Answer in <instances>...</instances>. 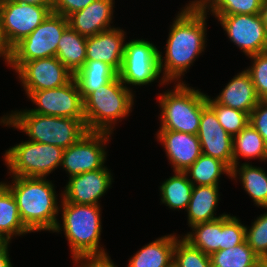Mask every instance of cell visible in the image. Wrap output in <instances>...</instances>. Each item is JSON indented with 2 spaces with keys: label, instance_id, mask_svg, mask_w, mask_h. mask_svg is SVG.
<instances>
[{
  "label": "cell",
  "instance_id": "cell-45",
  "mask_svg": "<svg viewBox=\"0 0 267 267\" xmlns=\"http://www.w3.org/2000/svg\"><path fill=\"white\" fill-rule=\"evenodd\" d=\"M257 267H267V257L259 258Z\"/></svg>",
  "mask_w": 267,
  "mask_h": 267
},
{
  "label": "cell",
  "instance_id": "cell-29",
  "mask_svg": "<svg viewBox=\"0 0 267 267\" xmlns=\"http://www.w3.org/2000/svg\"><path fill=\"white\" fill-rule=\"evenodd\" d=\"M193 186L185 172L174 171V175L160 185L161 202L170 209L186 211Z\"/></svg>",
  "mask_w": 267,
  "mask_h": 267
},
{
  "label": "cell",
  "instance_id": "cell-27",
  "mask_svg": "<svg viewBox=\"0 0 267 267\" xmlns=\"http://www.w3.org/2000/svg\"><path fill=\"white\" fill-rule=\"evenodd\" d=\"M31 233L23 224L16 200L9 188L0 182V238Z\"/></svg>",
  "mask_w": 267,
  "mask_h": 267
},
{
  "label": "cell",
  "instance_id": "cell-31",
  "mask_svg": "<svg viewBox=\"0 0 267 267\" xmlns=\"http://www.w3.org/2000/svg\"><path fill=\"white\" fill-rule=\"evenodd\" d=\"M206 14L229 16L234 14H259L262 0H194Z\"/></svg>",
  "mask_w": 267,
  "mask_h": 267
},
{
  "label": "cell",
  "instance_id": "cell-15",
  "mask_svg": "<svg viewBox=\"0 0 267 267\" xmlns=\"http://www.w3.org/2000/svg\"><path fill=\"white\" fill-rule=\"evenodd\" d=\"M112 176L105 165L101 169L72 176L61 197L68 203L100 205L99 199L112 185Z\"/></svg>",
  "mask_w": 267,
  "mask_h": 267
},
{
  "label": "cell",
  "instance_id": "cell-23",
  "mask_svg": "<svg viewBox=\"0 0 267 267\" xmlns=\"http://www.w3.org/2000/svg\"><path fill=\"white\" fill-rule=\"evenodd\" d=\"M87 37L70 26L63 32L57 45L56 57L74 75L86 61Z\"/></svg>",
  "mask_w": 267,
  "mask_h": 267
},
{
  "label": "cell",
  "instance_id": "cell-12",
  "mask_svg": "<svg viewBox=\"0 0 267 267\" xmlns=\"http://www.w3.org/2000/svg\"><path fill=\"white\" fill-rule=\"evenodd\" d=\"M229 40L248 57L267 52V32L259 14L214 16Z\"/></svg>",
  "mask_w": 267,
  "mask_h": 267
},
{
  "label": "cell",
  "instance_id": "cell-38",
  "mask_svg": "<svg viewBox=\"0 0 267 267\" xmlns=\"http://www.w3.org/2000/svg\"><path fill=\"white\" fill-rule=\"evenodd\" d=\"M249 123L258 131L267 146V100H260L249 114Z\"/></svg>",
  "mask_w": 267,
  "mask_h": 267
},
{
  "label": "cell",
  "instance_id": "cell-22",
  "mask_svg": "<svg viewBox=\"0 0 267 267\" xmlns=\"http://www.w3.org/2000/svg\"><path fill=\"white\" fill-rule=\"evenodd\" d=\"M219 186H193L190 202L186 209L188 226L210 222L226 215L215 216L219 201Z\"/></svg>",
  "mask_w": 267,
  "mask_h": 267
},
{
  "label": "cell",
  "instance_id": "cell-19",
  "mask_svg": "<svg viewBox=\"0 0 267 267\" xmlns=\"http://www.w3.org/2000/svg\"><path fill=\"white\" fill-rule=\"evenodd\" d=\"M126 32L112 28L87 37L86 60L102 61L112 66L117 72L121 69Z\"/></svg>",
  "mask_w": 267,
  "mask_h": 267
},
{
  "label": "cell",
  "instance_id": "cell-17",
  "mask_svg": "<svg viewBox=\"0 0 267 267\" xmlns=\"http://www.w3.org/2000/svg\"><path fill=\"white\" fill-rule=\"evenodd\" d=\"M156 137L165 148L173 172H185L202 155L201 144L197 135L158 130Z\"/></svg>",
  "mask_w": 267,
  "mask_h": 267
},
{
  "label": "cell",
  "instance_id": "cell-37",
  "mask_svg": "<svg viewBox=\"0 0 267 267\" xmlns=\"http://www.w3.org/2000/svg\"><path fill=\"white\" fill-rule=\"evenodd\" d=\"M252 66L245 69L251 76L256 94L260 100H267V52L248 56Z\"/></svg>",
  "mask_w": 267,
  "mask_h": 267
},
{
  "label": "cell",
  "instance_id": "cell-16",
  "mask_svg": "<svg viewBox=\"0 0 267 267\" xmlns=\"http://www.w3.org/2000/svg\"><path fill=\"white\" fill-rule=\"evenodd\" d=\"M197 136L202 154L217 158L233 168V137L224 130L208 104L202 109Z\"/></svg>",
  "mask_w": 267,
  "mask_h": 267
},
{
  "label": "cell",
  "instance_id": "cell-42",
  "mask_svg": "<svg viewBox=\"0 0 267 267\" xmlns=\"http://www.w3.org/2000/svg\"><path fill=\"white\" fill-rule=\"evenodd\" d=\"M10 238H0V267H13L9 257Z\"/></svg>",
  "mask_w": 267,
  "mask_h": 267
},
{
  "label": "cell",
  "instance_id": "cell-39",
  "mask_svg": "<svg viewBox=\"0 0 267 267\" xmlns=\"http://www.w3.org/2000/svg\"><path fill=\"white\" fill-rule=\"evenodd\" d=\"M94 0H53L52 12L68 18L90 5Z\"/></svg>",
  "mask_w": 267,
  "mask_h": 267
},
{
  "label": "cell",
  "instance_id": "cell-20",
  "mask_svg": "<svg viewBox=\"0 0 267 267\" xmlns=\"http://www.w3.org/2000/svg\"><path fill=\"white\" fill-rule=\"evenodd\" d=\"M213 100L218 104L243 111L248 115L260 101L251 76L246 70L237 73Z\"/></svg>",
  "mask_w": 267,
  "mask_h": 267
},
{
  "label": "cell",
  "instance_id": "cell-13",
  "mask_svg": "<svg viewBox=\"0 0 267 267\" xmlns=\"http://www.w3.org/2000/svg\"><path fill=\"white\" fill-rule=\"evenodd\" d=\"M52 12V6H40L0 0V13L5 35L13 48L31 34Z\"/></svg>",
  "mask_w": 267,
  "mask_h": 267
},
{
  "label": "cell",
  "instance_id": "cell-3",
  "mask_svg": "<svg viewBox=\"0 0 267 267\" xmlns=\"http://www.w3.org/2000/svg\"><path fill=\"white\" fill-rule=\"evenodd\" d=\"M62 224L59 221L52 232L64 231L72 258L109 256L100 244L102 222L100 205L68 203L61 199Z\"/></svg>",
  "mask_w": 267,
  "mask_h": 267
},
{
  "label": "cell",
  "instance_id": "cell-43",
  "mask_svg": "<svg viewBox=\"0 0 267 267\" xmlns=\"http://www.w3.org/2000/svg\"><path fill=\"white\" fill-rule=\"evenodd\" d=\"M11 1H16L25 4L40 5V6H52L53 4V0H11Z\"/></svg>",
  "mask_w": 267,
  "mask_h": 267
},
{
  "label": "cell",
  "instance_id": "cell-24",
  "mask_svg": "<svg viewBox=\"0 0 267 267\" xmlns=\"http://www.w3.org/2000/svg\"><path fill=\"white\" fill-rule=\"evenodd\" d=\"M240 167V168H239ZM239 176L244 190L258 207L267 208V172L264 168L245 162L234 165L231 179Z\"/></svg>",
  "mask_w": 267,
  "mask_h": 267
},
{
  "label": "cell",
  "instance_id": "cell-44",
  "mask_svg": "<svg viewBox=\"0 0 267 267\" xmlns=\"http://www.w3.org/2000/svg\"><path fill=\"white\" fill-rule=\"evenodd\" d=\"M260 15L262 17L267 32V0H262Z\"/></svg>",
  "mask_w": 267,
  "mask_h": 267
},
{
  "label": "cell",
  "instance_id": "cell-18",
  "mask_svg": "<svg viewBox=\"0 0 267 267\" xmlns=\"http://www.w3.org/2000/svg\"><path fill=\"white\" fill-rule=\"evenodd\" d=\"M115 0H94L86 8L68 17L69 26L84 37H91L114 28L113 21Z\"/></svg>",
  "mask_w": 267,
  "mask_h": 267
},
{
  "label": "cell",
  "instance_id": "cell-40",
  "mask_svg": "<svg viewBox=\"0 0 267 267\" xmlns=\"http://www.w3.org/2000/svg\"><path fill=\"white\" fill-rule=\"evenodd\" d=\"M76 267H117L110 256L106 257H81L73 259Z\"/></svg>",
  "mask_w": 267,
  "mask_h": 267
},
{
  "label": "cell",
  "instance_id": "cell-5",
  "mask_svg": "<svg viewBox=\"0 0 267 267\" xmlns=\"http://www.w3.org/2000/svg\"><path fill=\"white\" fill-rule=\"evenodd\" d=\"M117 76L83 99L87 131L113 133L116 122L132 112L134 93ZM114 124V125H113Z\"/></svg>",
  "mask_w": 267,
  "mask_h": 267
},
{
  "label": "cell",
  "instance_id": "cell-34",
  "mask_svg": "<svg viewBox=\"0 0 267 267\" xmlns=\"http://www.w3.org/2000/svg\"><path fill=\"white\" fill-rule=\"evenodd\" d=\"M173 263L177 267H212L210 255L192 246L183 237L176 239Z\"/></svg>",
  "mask_w": 267,
  "mask_h": 267
},
{
  "label": "cell",
  "instance_id": "cell-9",
  "mask_svg": "<svg viewBox=\"0 0 267 267\" xmlns=\"http://www.w3.org/2000/svg\"><path fill=\"white\" fill-rule=\"evenodd\" d=\"M159 50L150 41L132 39L125 43L119 79L126 85L144 86L160 77Z\"/></svg>",
  "mask_w": 267,
  "mask_h": 267
},
{
  "label": "cell",
  "instance_id": "cell-21",
  "mask_svg": "<svg viewBox=\"0 0 267 267\" xmlns=\"http://www.w3.org/2000/svg\"><path fill=\"white\" fill-rule=\"evenodd\" d=\"M177 235H164L143 246L133 255L127 267H168L174 260Z\"/></svg>",
  "mask_w": 267,
  "mask_h": 267
},
{
  "label": "cell",
  "instance_id": "cell-35",
  "mask_svg": "<svg viewBox=\"0 0 267 267\" xmlns=\"http://www.w3.org/2000/svg\"><path fill=\"white\" fill-rule=\"evenodd\" d=\"M246 239V226L239 218L226 214L221 217V250L232 248Z\"/></svg>",
  "mask_w": 267,
  "mask_h": 267
},
{
  "label": "cell",
  "instance_id": "cell-26",
  "mask_svg": "<svg viewBox=\"0 0 267 267\" xmlns=\"http://www.w3.org/2000/svg\"><path fill=\"white\" fill-rule=\"evenodd\" d=\"M185 173L194 186H219L221 175L231 177L232 169L221 160L202 154Z\"/></svg>",
  "mask_w": 267,
  "mask_h": 267
},
{
  "label": "cell",
  "instance_id": "cell-7",
  "mask_svg": "<svg viewBox=\"0 0 267 267\" xmlns=\"http://www.w3.org/2000/svg\"><path fill=\"white\" fill-rule=\"evenodd\" d=\"M63 152L61 147L28 140L7 149L3 159L11 177L47 178L61 167Z\"/></svg>",
  "mask_w": 267,
  "mask_h": 267
},
{
  "label": "cell",
  "instance_id": "cell-28",
  "mask_svg": "<svg viewBox=\"0 0 267 267\" xmlns=\"http://www.w3.org/2000/svg\"><path fill=\"white\" fill-rule=\"evenodd\" d=\"M240 157L267 161V146L264 139L250 123L233 136V166L240 163Z\"/></svg>",
  "mask_w": 267,
  "mask_h": 267
},
{
  "label": "cell",
  "instance_id": "cell-2",
  "mask_svg": "<svg viewBox=\"0 0 267 267\" xmlns=\"http://www.w3.org/2000/svg\"><path fill=\"white\" fill-rule=\"evenodd\" d=\"M13 194L21 220L30 232L53 231L60 205L52 181L46 178L13 177L3 182Z\"/></svg>",
  "mask_w": 267,
  "mask_h": 267
},
{
  "label": "cell",
  "instance_id": "cell-36",
  "mask_svg": "<svg viewBox=\"0 0 267 267\" xmlns=\"http://www.w3.org/2000/svg\"><path fill=\"white\" fill-rule=\"evenodd\" d=\"M251 225L246 226L245 240L259 258L267 257V212L259 215Z\"/></svg>",
  "mask_w": 267,
  "mask_h": 267
},
{
  "label": "cell",
  "instance_id": "cell-32",
  "mask_svg": "<svg viewBox=\"0 0 267 267\" xmlns=\"http://www.w3.org/2000/svg\"><path fill=\"white\" fill-rule=\"evenodd\" d=\"M212 267H257L259 257L245 240L240 245L210 255Z\"/></svg>",
  "mask_w": 267,
  "mask_h": 267
},
{
  "label": "cell",
  "instance_id": "cell-10",
  "mask_svg": "<svg viewBox=\"0 0 267 267\" xmlns=\"http://www.w3.org/2000/svg\"><path fill=\"white\" fill-rule=\"evenodd\" d=\"M112 133L87 131L76 143L64 149L62 169L69 177L101 169L106 161V143Z\"/></svg>",
  "mask_w": 267,
  "mask_h": 267
},
{
  "label": "cell",
  "instance_id": "cell-4",
  "mask_svg": "<svg viewBox=\"0 0 267 267\" xmlns=\"http://www.w3.org/2000/svg\"><path fill=\"white\" fill-rule=\"evenodd\" d=\"M0 123L25 132L29 140L67 149L86 132L85 119L56 117L30 112L12 111L3 115Z\"/></svg>",
  "mask_w": 267,
  "mask_h": 267
},
{
  "label": "cell",
  "instance_id": "cell-11",
  "mask_svg": "<svg viewBox=\"0 0 267 267\" xmlns=\"http://www.w3.org/2000/svg\"><path fill=\"white\" fill-rule=\"evenodd\" d=\"M28 99L37 105L30 112L56 117L85 119L83 99L72 78L64 86L39 91H25Z\"/></svg>",
  "mask_w": 267,
  "mask_h": 267
},
{
  "label": "cell",
  "instance_id": "cell-8",
  "mask_svg": "<svg viewBox=\"0 0 267 267\" xmlns=\"http://www.w3.org/2000/svg\"><path fill=\"white\" fill-rule=\"evenodd\" d=\"M68 27V18L51 12L31 34L13 47L7 66L16 71L26 61L56 56L58 42Z\"/></svg>",
  "mask_w": 267,
  "mask_h": 267
},
{
  "label": "cell",
  "instance_id": "cell-25",
  "mask_svg": "<svg viewBox=\"0 0 267 267\" xmlns=\"http://www.w3.org/2000/svg\"><path fill=\"white\" fill-rule=\"evenodd\" d=\"M118 76V72L107 63L86 60L82 68L73 75L82 99L100 86L109 83Z\"/></svg>",
  "mask_w": 267,
  "mask_h": 267
},
{
  "label": "cell",
  "instance_id": "cell-46",
  "mask_svg": "<svg viewBox=\"0 0 267 267\" xmlns=\"http://www.w3.org/2000/svg\"><path fill=\"white\" fill-rule=\"evenodd\" d=\"M168 267H177L174 263H172L170 266Z\"/></svg>",
  "mask_w": 267,
  "mask_h": 267
},
{
  "label": "cell",
  "instance_id": "cell-30",
  "mask_svg": "<svg viewBox=\"0 0 267 267\" xmlns=\"http://www.w3.org/2000/svg\"><path fill=\"white\" fill-rule=\"evenodd\" d=\"M183 238L207 255L221 250V218L191 226Z\"/></svg>",
  "mask_w": 267,
  "mask_h": 267
},
{
  "label": "cell",
  "instance_id": "cell-1",
  "mask_svg": "<svg viewBox=\"0 0 267 267\" xmlns=\"http://www.w3.org/2000/svg\"><path fill=\"white\" fill-rule=\"evenodd\" d=\"M190 2L181 8L170 25L165 58L159 51V66L163 74L160 85H168L173 81L181 83L184 72L187 73L206 49L207 14L194 1Z\"/></svg>",
  "mask_w": 267,
  "mask_h": 267
},
{
  "label": "cell",
  "instance_id": "cell-33",
  "mask_svg": "<svg viewBox=\"0 0 267 267\" xmlns=\"http://www.w3.org/2000/svg\"><path fill=\"white\" fill-rule=\"evenodd\" d=\"M207 104L215 111L219 123L232 137L237 135L249 123L247 113L218 104L208 95Z\"/></svg>",
  "mask_w": 267,
  "mask_h": 267
},
{
  "label": "cell",
  "instance_id": "cell-6",
  "mask_svg": "<svg viewBox=\"0 0 267 267\" xmlns=\"http://www.w3.org/2000/svg\"><path fill=\"white\" fill-rule=\"evenodd\" d=\"M175 85L174 90L158 95L161 110L159 130L197 135L202 109L207 105V95L183 81Z\"/></svg>",
  "mask_w": 267,
  "mask_h": 267
},
{
  "label": "cell",
  "instance_id": "cell-41",
  "mask_svg": "<svg viewBox=\"0 0 267 267\" xmlns=\"http://www.w3.org/2000/svg\"><path fill=\"white\" fill-rule=\"evenodd\" d=\"M13 48L9 45L8 39L5 35L2 16L0 13V57H3L6 64H9L12 56Z\"/></svg>",
  "mask_w": 267,
  "mask_h": 267
},
{
  "label": "cell",
  "instance_id": "cell-14",
  "mask_svg": "<svg viewBox=\"0 0 267 267\" xmlns=\"http://www.w3.org/2000/svg\"><path fill=\"white\" fill-rule=\"evenodd\" d=\"M16 72L25 91L58 88L73 78L56 56L26 61Z\"/></svg>",
  "mask_w": 267,
  "mask_h": 267
}]
</instances>
